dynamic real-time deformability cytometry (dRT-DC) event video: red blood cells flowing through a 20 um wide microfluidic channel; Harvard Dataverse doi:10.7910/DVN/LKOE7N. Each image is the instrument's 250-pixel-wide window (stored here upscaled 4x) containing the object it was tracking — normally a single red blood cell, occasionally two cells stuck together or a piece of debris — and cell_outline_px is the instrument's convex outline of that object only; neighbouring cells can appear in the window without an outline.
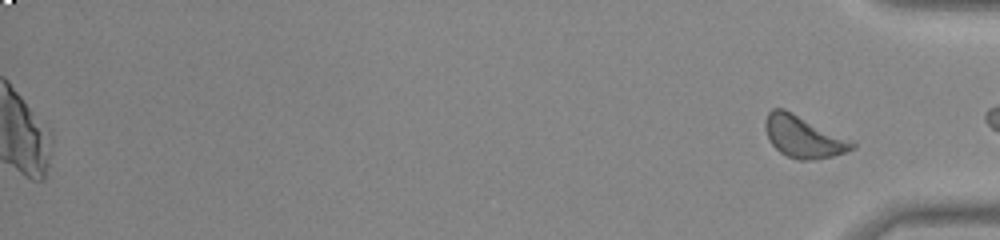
{"species": "common noctule bat (a hibernating species)", "species_latin": "Nyctalus noctula", "temperature_condition": "room temperature", "stored_images_in_passage": 54, "segment_of_instrument_passage": [2, 2], "camera_frame_rate_fps": 3000, "um_per_image_px": 0.085, "animal": {"sex": "male", "body_mass_g": 20.0, "forearm_length_mm": 53.3}, "frame": {"image": 1, "passage_image": 54, "time_ms": 17.667, "image_size_px": [1000, 240], "cell_outline_px": [[856, 148], [832, 156], [816, 160], [796, 160], [780, 152], [768, 140], [764, 128], [764, 120], [768, 112], [772, 108], [784, 108], [856, 140]], "centroid_in_image_um": [68.33, 11.6], "position_along_channel_um": 366.9, "area_um2": 21.91}}